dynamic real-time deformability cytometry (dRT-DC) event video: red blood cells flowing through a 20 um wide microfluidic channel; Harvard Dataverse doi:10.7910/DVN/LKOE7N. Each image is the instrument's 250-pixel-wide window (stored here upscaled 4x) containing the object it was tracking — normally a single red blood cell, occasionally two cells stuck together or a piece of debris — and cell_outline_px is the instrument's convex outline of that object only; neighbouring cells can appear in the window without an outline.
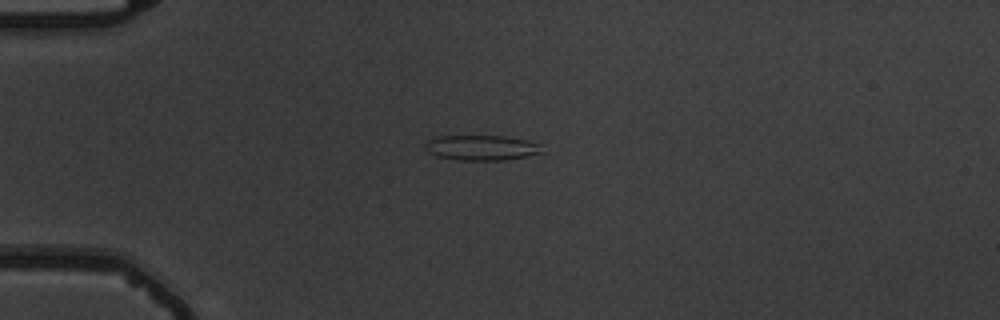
{"species": "common noctule bat (a hibernating species)", "species_latin": "Nyctalus noctula", "temperature_condition": "warm", "stored_images_in_passage": 2, "camera_frame_rate_fps": 3000, "um_per_image_px": 0.085, "animal": {"sex": "male", "body_mass_g": 19.5, "forearm_length_mm": 54.6}, "frame": {"image": 1, "passage_image": 1, "time_ms": 0.0, "image_size_px": [1000, 320], "cell_outline_px": [[544, 152], [528, 156], [504, 160], [456, 160], [436, 156], [428, 152], [424, 148], [424, 144], [428, 140], [436, 136], [508, 136], [528, 140], [544, 144]], "centroid_in_image_um": [40.98, 12.55], "position_along_channel_um": 44.0, "area_um2": 17.57}}